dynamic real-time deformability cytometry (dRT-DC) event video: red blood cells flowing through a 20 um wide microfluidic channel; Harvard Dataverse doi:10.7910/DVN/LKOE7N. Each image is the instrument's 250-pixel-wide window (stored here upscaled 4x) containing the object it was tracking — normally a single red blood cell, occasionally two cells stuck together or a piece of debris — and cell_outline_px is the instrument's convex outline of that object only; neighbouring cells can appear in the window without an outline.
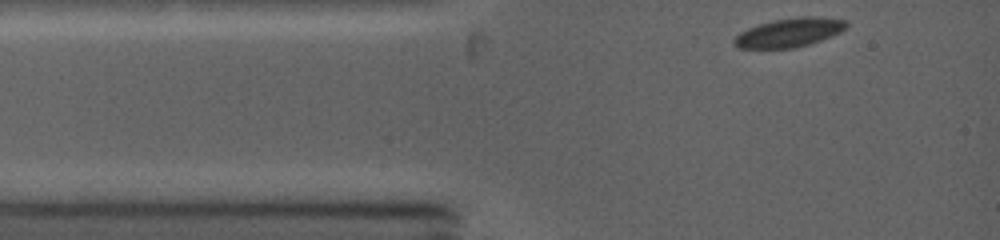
{"species": "common noctule bat (a hibernating species)", "species_latin": "Nyctalus noctula", "temperature_condition": "warm", "stored_images_in_passage": 33, "camera_frame_rate_fps": 5000, "um_per_image_px": 0.085, "animal": {"sex": "female", "body_mass_g": 19.0, "forearm_length_mm": 53.3}, "frame": {"image": 1, "passage_image": 1, "time_ms": 0.0, "image_size_px": [1000, 240], "cell_outline_px": [[848, 24], [840, 32], [832, 36], [796, 48], [736, 48], [732, 44], [732, 40], [740, 32], [748, 28], [772, 20], [800, 16], [816, 16], [848, 20]], "centroid_in_image_um": [67.07, 2.76], "position_along_channel_um": 17.9, "area_um2": 19.02}}
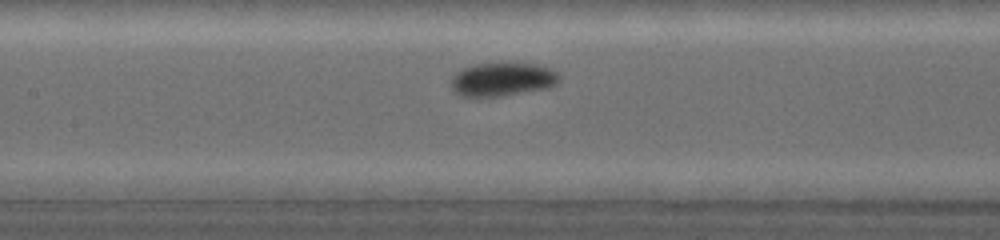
{"frame": {"image": 2, "passage_image": 17, "time_ms": 4.2, "image_size_px": [1000, 240], "cell_outline_px": [[560, 76], [552, 84], [544, 88], [500, 96], [460, 96], [452, 88], [452, 76], [456, 72], [464, 68], [476, 64], [532, 64], [548, 68], [556, 72]], "centroid_in_image_um": [42.63, 6.75], "position_along_channel_um": 164.8, "area_um2": 20.29}}
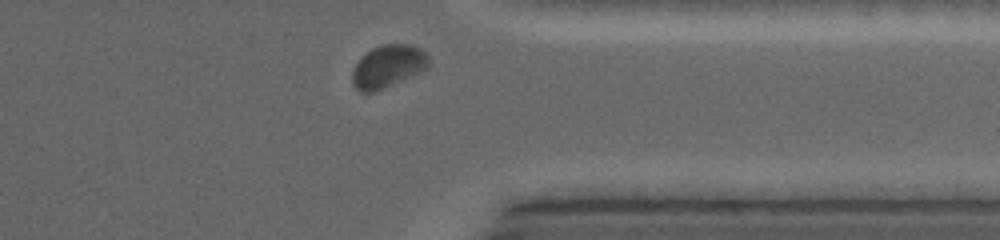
{"frame": {"image": 3, "passage_image": 31, "time_ms": 9.4, "image_size_px": [1000, 240], "cell_outline_px": [[428, 68], [420, 72], [372, 92], [360, 92], [352, 84], [352, 72], [356, 64], [372, 48], [384, 44], [412, 44], [420, 48], [428, 56]], "centroid_in_image_um": [32.98, 5.62], "position_along_channel_um": 378.4, "area_um2": 18.55}, "authors_computed_cell_mechanics": {"area_um2": 19.4786, "velocity_mm_per_s": 4.1597, "shape_relaxation_time_tau1_ms": 3.8401, "shape_relaxation_time_tau2_ms": null, "deformation_change_tau1": 0.1274, "deformation_change_tau2": null}}